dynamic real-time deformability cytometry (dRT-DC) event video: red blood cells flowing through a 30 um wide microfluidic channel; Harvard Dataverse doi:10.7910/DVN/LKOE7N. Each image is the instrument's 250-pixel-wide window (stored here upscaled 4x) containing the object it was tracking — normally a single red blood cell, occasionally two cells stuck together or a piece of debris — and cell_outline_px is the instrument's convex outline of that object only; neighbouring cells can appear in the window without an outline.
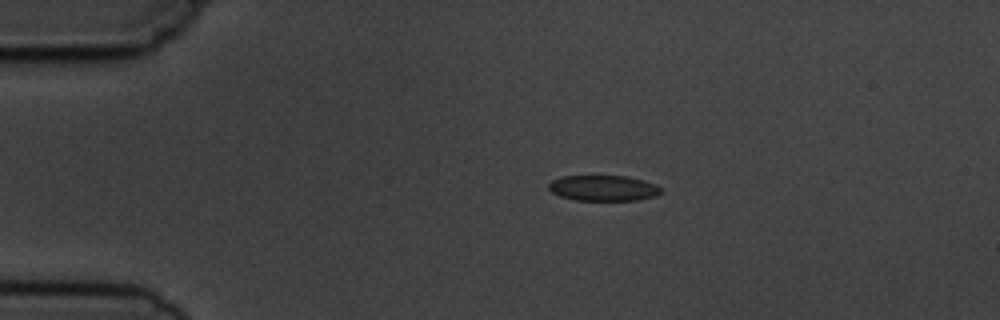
{"species": "common noctule bat (a hibernating species)", "species_latin": "Nyctalus noctula", "temperature_condition": "cold", "stored_images_in_passage": 8, "camera_frame_rate_fps": 3000, "um_per_image_px": 0.085, "animal": {"sex": "male", "body_mass_g": 19.5, "forearm_length_mm": 54.6}, "frame": {"image": 1, "passage_image": 4, "time_ms": 3.667, "image_size_px": [1000, 320], "cell_outline_px": [[660, 192], [656, 196], [636, 200], [576, 200], [560, 196], [552, 192], [548, 188], [548, 184], [552, 180], [560, 176], [628, 176], [644, 180], [656, 184], [660, 188]], "centroid_in_image_um": [51.27, 15.98], "position_along_channel_um": 33.7, "area_um2": 16.76}}
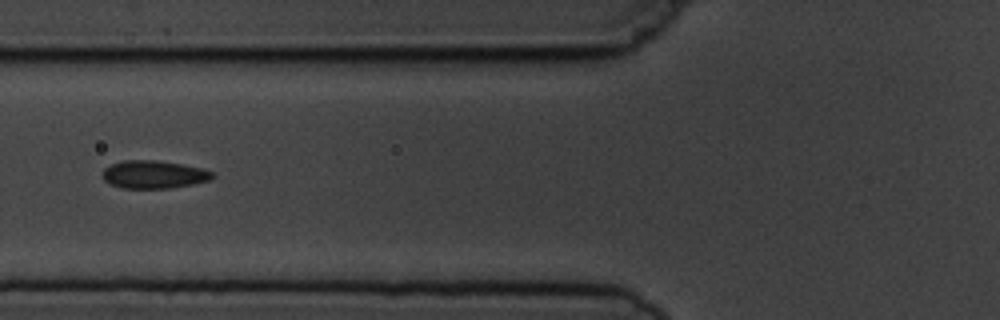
{"frame": {"image": 2, "passage_image": 7, "time_ms": 7.0, "image_size_px": [1000, 320], "cell_outline_px": [[212, 176], [208, 180], [192, 184], [168, 188], [120, 188], [104, 180], [100, 176], [104, 168], [112, 164], [124, 160], [156, 160], [184, 164], [204, 168], [212, 172]], "centroid_in_image_um": [13.03, 14.82], "position_along_channel_um": 112.8, "area_um2": 17.86}}
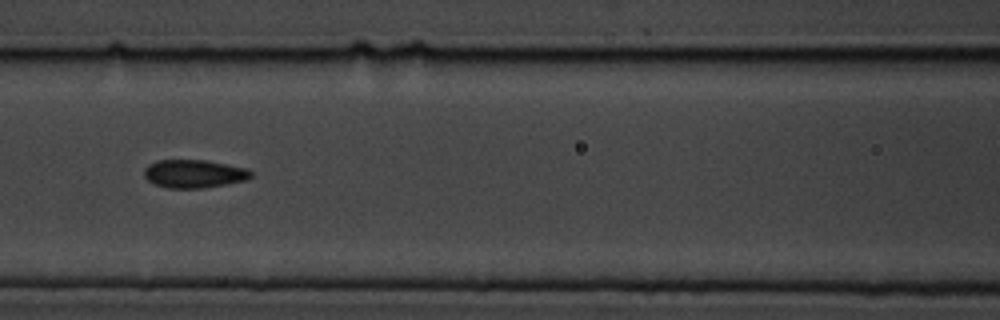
{"frame": {"image": 3, "passage_image": 8, "time_ms": 8.0, "image_size_px": [1000, 320], "cell_outline_px": [[252, 176], [244, 180], [228, 184], [204, 188], [168, 188], [152, 184], [144, 176], [144, 168], [148, 164], [160, 160], [208, 160], [248, 168], [252, 172]], "centroid_in_image_um": [16.49, 14.77], "position_along_channel_um": 150.1, "area_um2": 17.74}}